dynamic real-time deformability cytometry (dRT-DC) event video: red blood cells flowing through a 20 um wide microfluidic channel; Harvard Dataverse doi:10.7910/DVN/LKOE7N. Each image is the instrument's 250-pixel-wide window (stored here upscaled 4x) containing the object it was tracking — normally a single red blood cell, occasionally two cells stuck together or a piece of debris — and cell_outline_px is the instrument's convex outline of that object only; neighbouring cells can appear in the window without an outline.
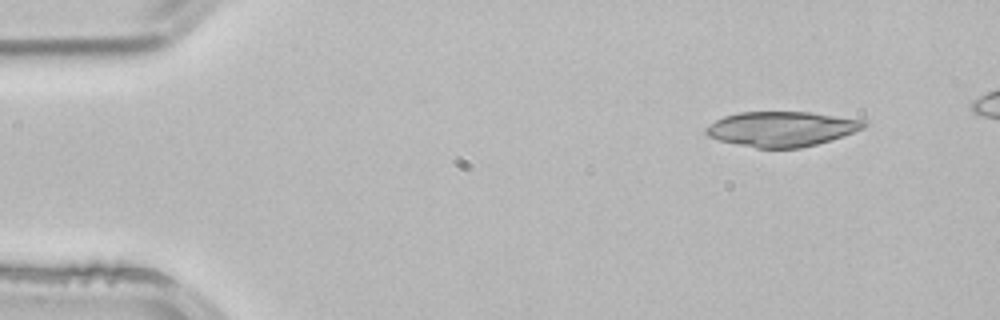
{"species": "common noctule bat (a hibernating species)", "species_latin": "Nyctalus noctula", "temperature_condition": "room temperature", "stored_images_in_passage": 4, "camera_frame_rate_fps": 3000, "um_per_image_px": 0.085, "animal": {"sex": "male", "body_mass_g": 21.5, "forearm_length_mm": 52.0}, "frame": {"image": 1, "passage_image": 1, "time_ms": 0.0, "image_size_px": [1000, 320], "cell_outline_px": [[868, 124], [864, 128], [832, 140], [800, 148], [756, 148], [720, 140], [708, 136], [704, 132], [708, 124], [724, 116], [740, 112], [812, 112], [868, 120]], "centroid_in_image_um": [66.48, 10.95], "position_along_channel_um": 18.5, "area_um2": 32.31}}